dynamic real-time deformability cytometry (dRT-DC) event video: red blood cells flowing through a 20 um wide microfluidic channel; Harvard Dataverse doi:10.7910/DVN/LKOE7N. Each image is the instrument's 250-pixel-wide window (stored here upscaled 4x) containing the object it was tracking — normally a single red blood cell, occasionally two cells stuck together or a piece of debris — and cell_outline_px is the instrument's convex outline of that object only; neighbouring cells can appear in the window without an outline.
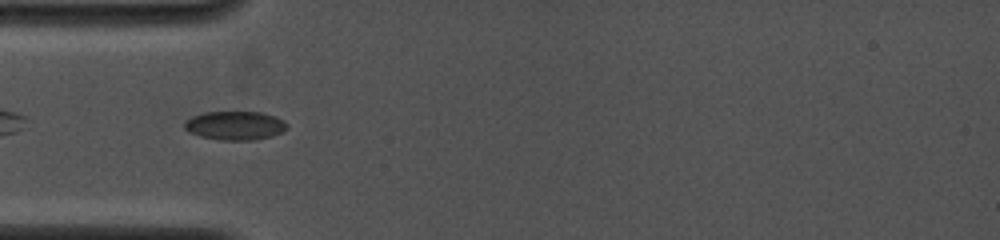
{"species": "common noctule bat (a hibernating species)", "species_latin": "Nyctalus noctula", "temperature_condition": "cold", "stored_images_in_passage": 52, "camera_frame_rate_fps": 4000, "um_per_image_px": 0.085, "animal": {"sex": "female", "body_mass_g": 19.0, "forearm_length_mm": 53.3}, "frame": {"image": 1, "passage_image": 5, "time_ms": 0.75, "image_size_px": [1000, 240], "cell_outline_px": [[288, 128], [272, 136], [252, 140], [220, 140], [200, 136], [188, 132], [184, 128], [184, 120], [192, 116], [204, 112], [260, 112], [276, 116], [284, 120], [288, 124]], "centroid_in_image_um": [19.96, 10.66], "position_along_channel_um": 65.0, "area_um2": 17.34}}
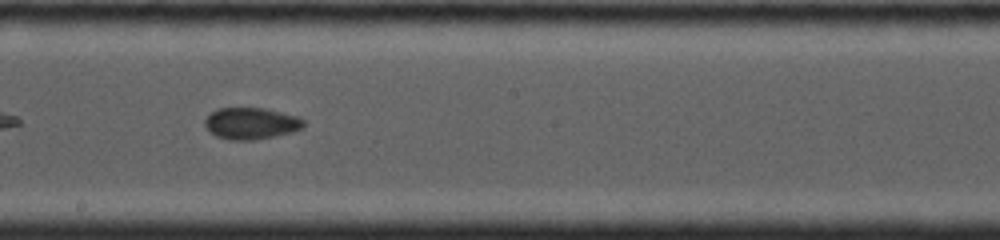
{"frame": {"image": 2, "passage_image": 22, "time_ms": 4.75, "image_size_px": [1000, 240], "cell_outline_px": [[304, 128], [292, 132], [252, 140], [232, 140], [216, 136], [204, 124], [204, 120], [212, 112], [220, 108], [264, 108], [296, 116], [304, 120]], "centroid_in_image_um": [21.35, 10.49], "position_along_channel_um": 226.8, "area_um2": 17.92}}
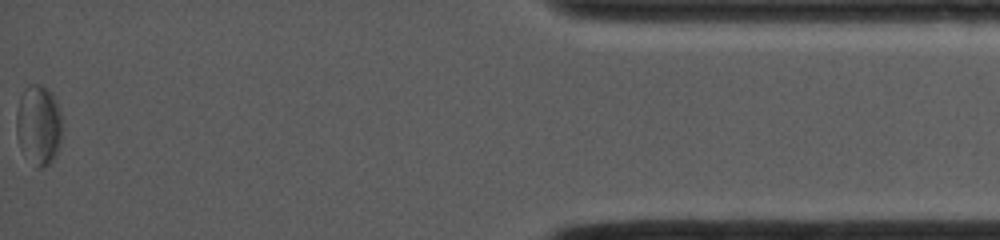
{"frame": {"image": 3, "passage_image": 52, "time_ms": 11.5, "image_size_px": [1000, 240], "cell_outline_px": [[64, 128], [56, 152], [52, 160], [48, 164], [40, 168], [36, 168], [20, 144], [16, 132], [16, 112], [20, 96], [24, 88], [32, 84], [40, 84], [48, 88], [56, 96], [64, 120]], "centroid_in_image_um": [3.33, 10.54], "position_along_channel_um": 431.9, "area_um2": 21.73}, "authors_computed_cell_mechanics": {"area_um2": 18.5538, "velocity_mm_per_s": 4.0559, "shape_relaxation_time_tau1_ms": null, "shape_relaxation_time_tau2_ms": 1.708, "deformation_change_tau1": null, "deformation_change_tau2": 0.047}}